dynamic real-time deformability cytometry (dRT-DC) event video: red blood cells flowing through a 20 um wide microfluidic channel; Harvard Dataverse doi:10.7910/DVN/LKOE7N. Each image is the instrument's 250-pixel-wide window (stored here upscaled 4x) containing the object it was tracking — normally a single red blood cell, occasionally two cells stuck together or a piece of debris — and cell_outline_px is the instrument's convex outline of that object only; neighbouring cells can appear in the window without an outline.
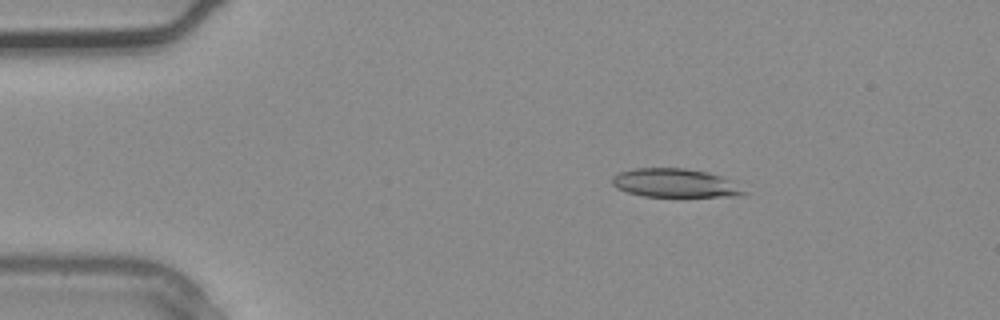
{"species": "common noctule bat (a hibernating species)", "species_latin": "Nyctalus noctula", "temperature_condition": "warm", "stored_images_in_passage": 3, "camera_frame_rate_fps": 3000, "um_per_image_px": 0.085, "animal": {"sex": "male", "body_mass_g": 20.4}, "frame": {"image": 1, "passage_image": 2, "time_ms": 0.333, "image_size_px": [1000, 320], "cell_outline_px": [[748, 192], [740, 196], [644, 196], [628, 192], [616, 188], [612, 184], [612, 176], [620, 172], [632, 168], [684, 168], [708, 172], [720, 176]], "centroid_in_image_um": [57.32, 15.55], "position_along_channel_um": 27.7, "area_um2": 21.73}}